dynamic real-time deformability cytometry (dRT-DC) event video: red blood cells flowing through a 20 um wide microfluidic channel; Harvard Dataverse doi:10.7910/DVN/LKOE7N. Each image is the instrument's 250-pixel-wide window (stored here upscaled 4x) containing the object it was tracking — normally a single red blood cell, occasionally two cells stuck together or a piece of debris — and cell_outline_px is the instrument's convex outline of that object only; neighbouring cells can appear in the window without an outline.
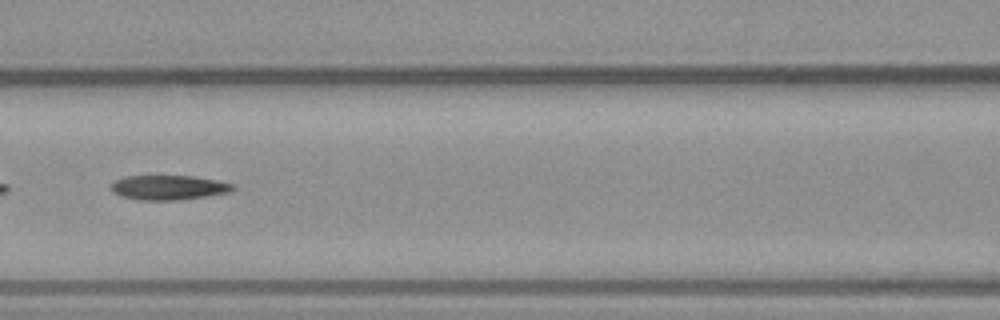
{"species": "common noctule bat (a hibernating species)", "species_latin": "Nyctalus noctula", "temperature_condition": "warm", "stored_images_in_passage": 9, "camera_frame_rate_fps": 3000, "um_per_image_px": 0.085, "animal": {"sex": "male", "body_mass_g": 23.1, "forearm_length_mm": 52.7}, "frame": {"image": 1, "passage_image": 6, "time_ms": 7.333, "image_size_px": [1000, 320], "cell_outline_px": [[236, 188], [228, 192], [204, 196], [176, 200], [136, 200], [112, 192], [112, 184], [116, 180], [124, 176], [196, 176], [236, 184]], "centroid_in_image_um": [14.35, 15.93], "position_along_channel_um": 152.2, "area_um2": 17.34}}
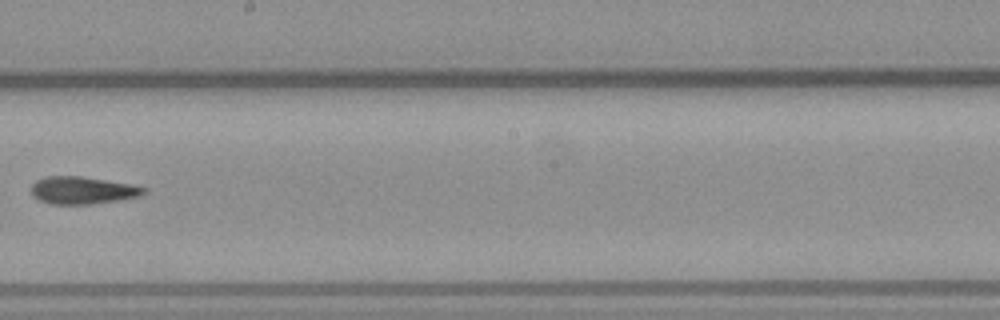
{"frame": {"image": 2, "passage_image": 8, "time_ms": 9.667, "image_size_px": [1000, 320], "cell_outline_px": [[148, 192], [140, 196], [120, 200], [92, 204], [52, 204], [40, 200], [32, 196], [32, 184], [36, 180], [48, 176], [80, 176], [132, 184], [148, 188]], "centroid_in_image_um": [7.06, 16.18], "position_along_channel_um": 241.1, "area_um2": 18.09}}
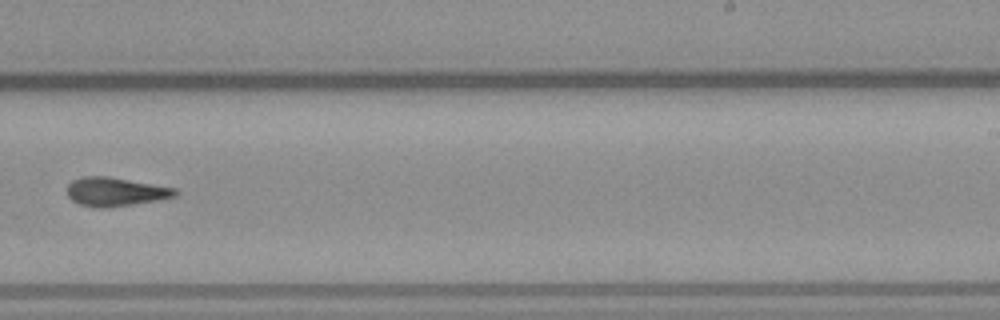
{"frame": {"image": 3, "passage_image": 9, "time_ms": 10.667, "image_size_px": [1000, 320], "cell_outline_px": [[180, 192], [176, 196], [156, 200], [132, 204], [104, 208], [100, 208], [80, 204], [72, 200], [68, 196], [68, 184], [72, 180], [84, 176], [108, 176], [176, 188]], "centroid_in_image_um": [9.82, 16.29], "position_along_channel_um": 279.2, "area_um2": 17.98}}